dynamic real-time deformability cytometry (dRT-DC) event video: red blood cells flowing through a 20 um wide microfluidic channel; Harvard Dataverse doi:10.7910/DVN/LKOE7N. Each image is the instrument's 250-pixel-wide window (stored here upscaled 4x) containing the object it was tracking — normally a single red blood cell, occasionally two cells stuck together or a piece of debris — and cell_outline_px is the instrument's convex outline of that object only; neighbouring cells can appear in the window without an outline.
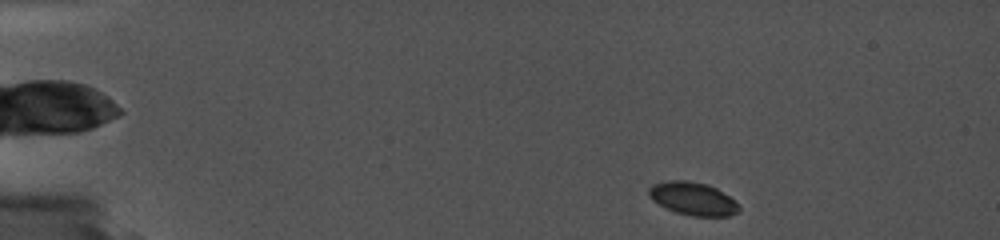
{"species": "common noctule bat (a hibernating species)", "species_latin": "Nyctalus noctula", "temperature_condition": "cold", "stored_images_in_passage": 11, "camera_frame_rate_fps": 5000, "um_per_image_px": 0.085, "animal": {"sex": "female", "body_mass_g": 19.0, "forearm_length_mm": 56.7}, "frame": {"image": 1, "passage_image": 2, "time_ms": 0.4, "image_size_px": [1000, 240], "cell_outline_px": [[740, 212], [728, 216], [692, 216], [676, 212], [652, 200], [648, 196], [648, 188], [652, 184], [668, 180], [688, 180], [708, 184], [716, 188], [736, 200], [740, 208]], "centroid_in_image_um": [58.91, 16.87], "position_along_channel_um": 26.1, "area_um2": 17.51}}
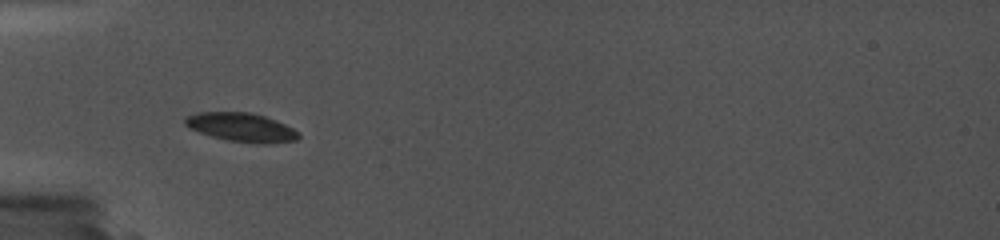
{"frame": {"image": 2, "passage_image": 10, "time_ms": 4.0, "image_size_px": [1000, 240], "cell_outline_px": [[300, 136], [296, 140], [264, 144], [228, 140], [212, 136], [200, 132], [184, 124], [184, 116], [196, 112], [252, 112], [264, 116], [284, 124], [292, 128]], "centroid_in_image_um": [20.48, 10.8], "position_along_channel_um": 64.5, "area_um2": 18.79}}